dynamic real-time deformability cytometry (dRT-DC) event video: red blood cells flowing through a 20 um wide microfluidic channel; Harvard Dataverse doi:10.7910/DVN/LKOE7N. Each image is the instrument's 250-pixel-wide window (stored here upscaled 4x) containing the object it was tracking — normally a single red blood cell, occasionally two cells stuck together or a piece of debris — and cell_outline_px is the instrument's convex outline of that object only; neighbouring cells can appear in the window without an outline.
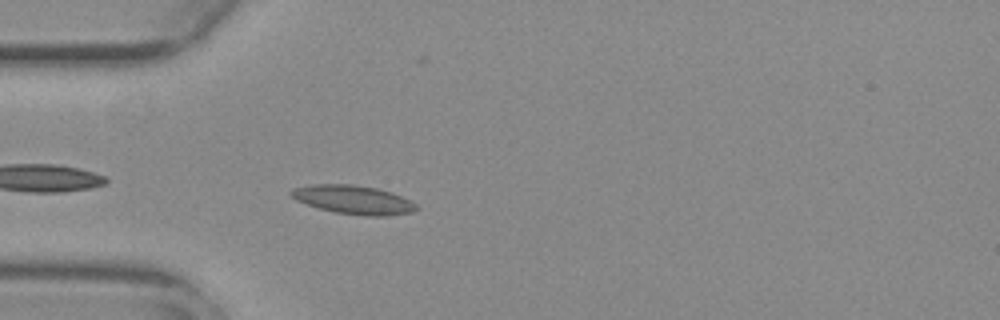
{"species": "common noctule bat (a hibernating species)", "species_latin": "Nyctalus noctula", "temperature_condition": "warm", "stored_images_in_passage": 31, "camera_frame_rate_fps": 3000, "um_per_image_px": 0.085, "animal": {"sex": "female", "body_mass_g": 29.2, "forearm_length_mm": 56.3}, "frame": {"image": 1, "passage_image": 3, "time_ms": 0.667, "image_size_px": [1000, 320], "cell_outline_px": [[420, 208], [412, 212], [388, 216], [368, 216], [336, 212], [320, 208], [296, 200], [288, 192], [292, 188], [312, 184], [352, 184], [376, 188], [392, 192], [416, 204]], "centroid_in_image_um": [30.04, 16.97], "position_along_channel_um": 55.0, "area_um2": 20.87}}
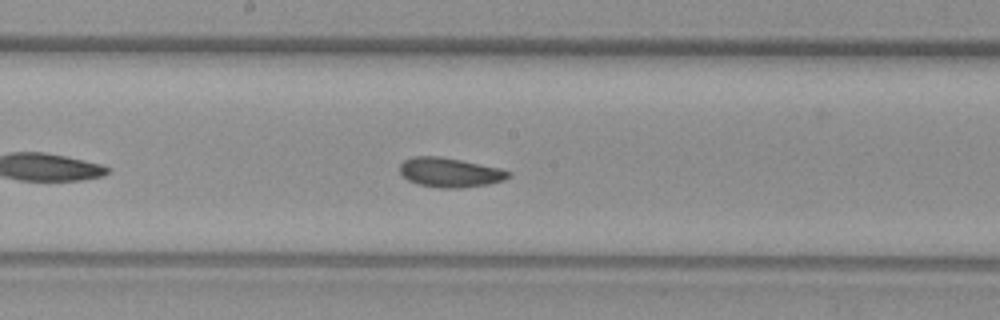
{"frame": {"image": 2, "passage_image": 16, "time_ms": 5.0, "image_size_px": [1000, 320], "cell_outline_px": [[512, 176], [504, 180], [488, 184], [464, 188], [440, 188], [416, 184], [408, 180], [400, 172], [400, 164], [404, 160], [412, 156], [436, 156], [460, 160], [500, 168], [512, 172]], "centroid_in_image_um": [38.25, 14.67], "position_along_channel_um": 209.9, "area_um2": 18.73}}
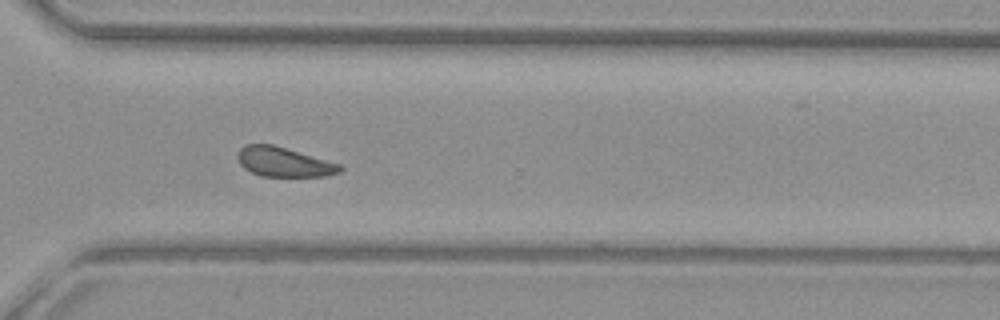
{"frame": {"image": 3, "passage_image": 27, "time_ms": 8.667, "image_size_px": [1000, 320], "cell_outline_px": [[344, 168], [340, 172], [324, 176], [260, 176], [244, 168], [240, 164], [236, 156], [240, 148], [244, 144], [272, 144], [340, 164]], "centroid_in_image_um": [24.09, 13.76], "position_along_channel_um": 346.5, "area_um2": 17.51}, "authors_computed_cell_mechanics": {"area_um2": 18.4382, "velocity_mm_per_s": 3.7319, "shape_relaxation_time_tau1_ms": null, "shape_relaxation_time_tau2_ms": 2.1036, "deformation_change_tau1": null, "deformation_change_tau2": 0.0817}}